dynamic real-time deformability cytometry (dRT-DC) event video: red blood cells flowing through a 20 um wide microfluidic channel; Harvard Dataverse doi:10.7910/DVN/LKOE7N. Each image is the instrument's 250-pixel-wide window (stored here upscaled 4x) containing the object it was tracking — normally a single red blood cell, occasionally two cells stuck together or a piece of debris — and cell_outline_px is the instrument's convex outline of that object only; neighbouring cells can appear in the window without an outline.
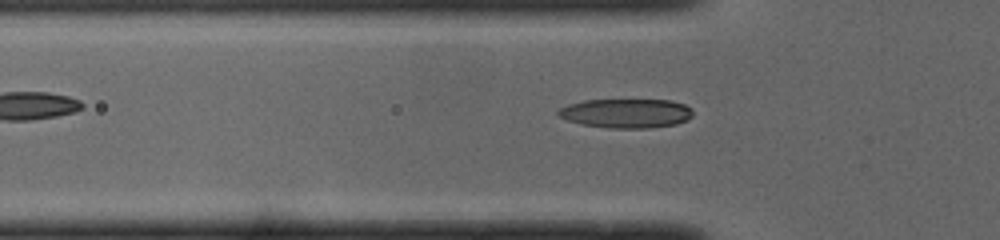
{"species": "common noctule bat (a hibernating species)", "species_latin": "Nyctalus noctula", "temperature_condition": "cold", "stored_images_in_passage": 32, "camera_frame_rate_fps": 3000, "um_per_image_px": 0.085, "animal": {"sex": "male", "body_mass_g": 19.0, "forearm_length_mm": 50.8}, "frame": {"image": 1, "passage_image": 2, "time_ms": 0.333, "image_size_px": [1000, 240], "cell_outline_px": [[692, 116], [688, 120], [676, 124], [648, 128], [608, 128], [580, 124], [568, 120], [560, 116], [556, 112], [560, 108], [568, 104], [584, 100], [672, 100], [684, 104], [692, 108]], "centroid_in_image_um": [53.24, 9.63], "position_along_channel_um": 72.6, "area_um2": 23.0}}
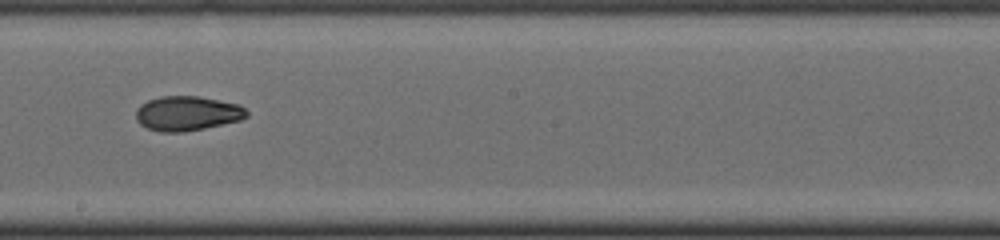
{"frame": {"image": 2, "passage_image": 14, "time_ms": 4.333, "image_size_px": [1000, 240], "cell_outline_px": [[248, 116], [240, 120], [204, 128], [184, 132], [160, 132], [148, 128], [140, 124], [136, 120], [136, 108], [140, 104], [148, 100], [160, 96], [196, 96], [240, 104], [248, 112]], "centroid_in_image_um": [15.89, 9.64], "position_along_channel_um": 232.3, "area_um2": 22.37}}
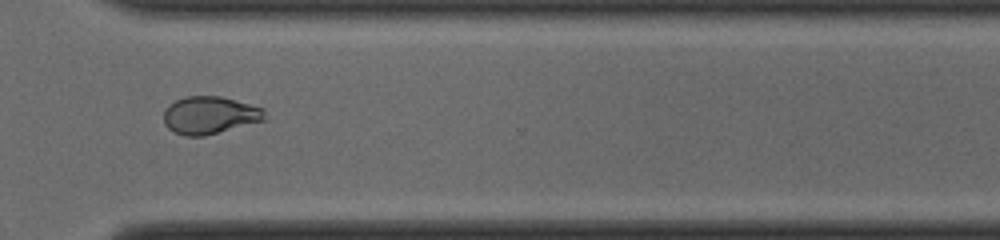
{"frame": {"image": 3, "passage_image": 23, "time_ms": 7.333, "image_size_px": [1000, 240], "cell_outline_px": [[264, 120], [204, 136], [184, 136], [168, 128], [164, 124], [164, 112], [168, 104], [184, 96], [220, 96], [264, 108]], "centroid_in_image_um": [17.79, 9.78], "position_along_channel_um": 352.8, "area_um2": 21.96}, "authors_computed_cell_mechanics": {"area_um2": 22.3686, "velocity_mm_per_s": 3.9967, "shape_relaxation_time_tau1_ms": 6.4249, "shape_relaxation_time_tau2_ms": 3.4486, "deformation_change_tau1": 0.21, "deformation_change_tau2": 0.0669}}